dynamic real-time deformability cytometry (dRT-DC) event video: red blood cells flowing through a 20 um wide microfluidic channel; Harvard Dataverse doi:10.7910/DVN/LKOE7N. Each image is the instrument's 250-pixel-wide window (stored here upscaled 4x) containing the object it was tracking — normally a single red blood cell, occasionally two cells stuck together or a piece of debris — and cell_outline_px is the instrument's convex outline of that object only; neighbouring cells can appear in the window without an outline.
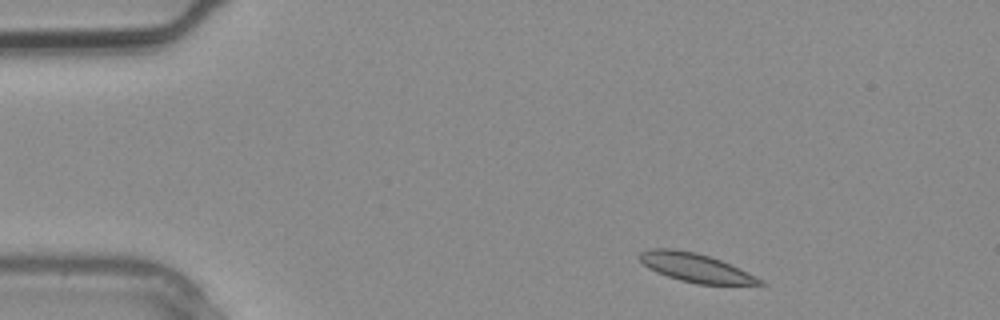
{"species": "common noctule bat (a hibernating species)", "species_latin": "Nyctalus noctula", "temperature_condition": "warm", "stored_images_in_passage": 4, "segment_of_instrument_passage": [2, 2], "camera_frame_rate_fps": 3000, "um_per_image_px": 0.085, "animal": {"sex": "male", "body_mass_g": 20.4}, "frame": {"image": 1, "passage_image": 4, "time_ms": 1.0, "image_size_px": [1000, 320], "cell_outline_px": [[764, 284], [696, 284], [680, 280], [656, 272], [648, 268], [636, 256], [640, 252], [648, 248], [672, 248], [696, 252], [720, 260], [748, 272], [764, 280]], "centroid_in_image_um": [59.06, 22.73], "position_along_channel_um": 25.9, "area_um2": 20.06}}